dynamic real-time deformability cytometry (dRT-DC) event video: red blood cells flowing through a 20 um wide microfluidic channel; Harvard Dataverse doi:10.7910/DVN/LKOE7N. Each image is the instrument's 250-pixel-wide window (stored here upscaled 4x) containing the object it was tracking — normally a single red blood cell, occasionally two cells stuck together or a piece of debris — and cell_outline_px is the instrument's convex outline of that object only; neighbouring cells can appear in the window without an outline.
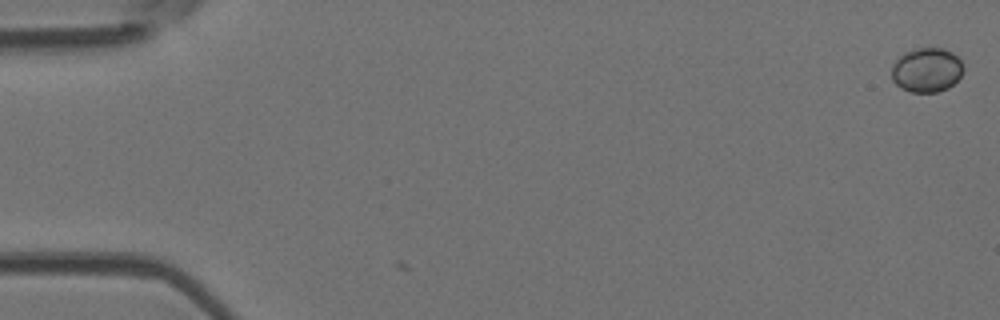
{"species": "Egyptian fruit bat (a non-hibernating species)", "species_latin": "Rousettus aegyptiacus", "temperature_condition": "room temperature", "stored_images_in_passage": 2, "camera_frame_rate_fps": 3000, "um_per_image_px": 0.085, "animal": {"sex": "female"}, "frame": {"image": 1, "passage_image": 2, "time_ms": 0.333, "image_size_px": [1000, 320], "cell_outline_px": [[964, 68], [960, 76], [948, 88], [936, 92], [912, 92], [896, 84], [892, 80], [892, 64], [904, 52], [916, 48], [944, 48], [952, 52], [960, 60]], "centroid_in_image_um": [78.77, 5.93], "position_along_channel_um": 6.2, "area_um2": 18.44}}